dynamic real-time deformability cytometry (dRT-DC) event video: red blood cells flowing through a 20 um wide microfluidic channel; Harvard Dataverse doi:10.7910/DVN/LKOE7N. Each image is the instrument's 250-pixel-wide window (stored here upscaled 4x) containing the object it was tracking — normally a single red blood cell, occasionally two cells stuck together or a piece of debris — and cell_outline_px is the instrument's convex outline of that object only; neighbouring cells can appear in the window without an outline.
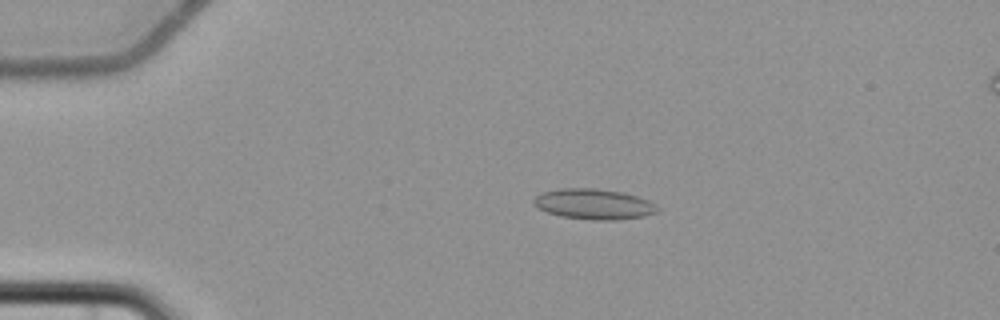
{"species": "common noctule bat (a hibernating species)", "species_latin": "Nyctalus noctula", "temperature_condition": "cold", "stored_images_in_passage": 6, "camera_frame_rate_fps": 3000, "um_per_image_px": 0.085, "animal": {"sex": "female", "body_mass_g": 22.7, "forearm_length_mm": 54.2}, "frame": {"image": 1, "passage_image": 4, "time_ms": 4.333, "image_size_px": [1000, 320], "cell_outline_px": [[660, 208], [656, 212], [644, 216], [612, 220], [592, 220], [560, 216], [548, 212], [532, 204], [532, 200], [540, 192], [560, 188], [596, 188], [624, 192], [648, 200], [656, 204]], "centroid_in_image_um": [50.46, 17.34], "position_along_channel_um": 34.5, "area_um2": 22.08}}